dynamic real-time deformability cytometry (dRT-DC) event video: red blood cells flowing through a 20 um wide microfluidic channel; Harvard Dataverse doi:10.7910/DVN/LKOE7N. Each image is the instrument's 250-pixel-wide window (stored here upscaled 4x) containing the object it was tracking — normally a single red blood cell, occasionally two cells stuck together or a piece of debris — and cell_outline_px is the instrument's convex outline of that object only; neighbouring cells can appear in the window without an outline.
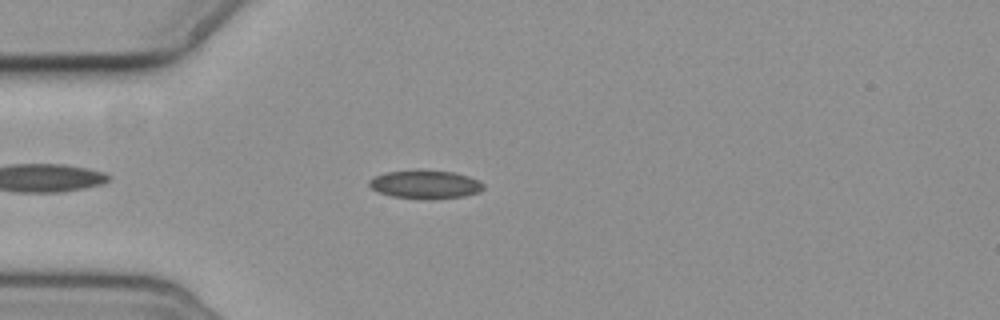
{"species": "common noctule bat (a hibernating species)", "species_latin": "Nyctalus noctula", "temperature_condition": "cold", "stored_images_in_passage": 3, "camera_frame_rate_fps": 3000, "um_per_image_px": 0.085, "animal": {"sex": "female", "body_mass_g": 19.3, "forearm_length_mm": 54.1}, "frame": {"image": 1, "passage_image": 3, "time_ms": 2.333, "image_size_px": [1000, 320], "cell_outline_px": [[484, 188], [480, 192], [464, 196], [392, 196], [380, 192], [372, 188], [368, 184], [368, 180], [384, 172], [452, 172], [468, 176], [484, 184]], "centroid_in_image_um": [36.15, 15.65], "position_along_channel_um": 48.8, "area_um2": 17.28}}